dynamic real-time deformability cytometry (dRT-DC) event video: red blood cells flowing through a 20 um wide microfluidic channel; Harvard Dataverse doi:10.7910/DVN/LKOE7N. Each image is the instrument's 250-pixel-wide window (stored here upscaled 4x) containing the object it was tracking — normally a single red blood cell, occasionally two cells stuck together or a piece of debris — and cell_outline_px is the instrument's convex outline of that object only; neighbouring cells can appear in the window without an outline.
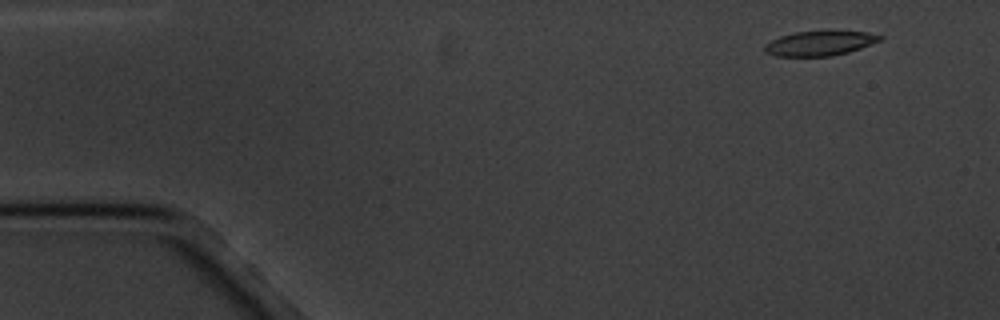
{"species": "common noctule bat (a hibernating species)", "species_latin": "Nyctalus noctula", "temperature_condition": "cold", "stored_images_in_passage": 15, "camera_frame_rate_fps": 3000, "um_per_image_px": 0.085, "animal": {"sex": "male", "body_mass_g": 20.1, "forearm_length_mm": 53.5}, "frame": {"image": 1, "passage_image": 1, "time_ms": 0.0, "image_size_px": [1000, 320], "cell_outline_px": [[884, 36], [880, 40], [860, 48], [848, 52], [832, 56], [776, 56], [764, 52], [764, 44], [780, 36], [796, 32], [824, 28], [868, 32]], "centroid_in_image_um": [69.69, 3.63], "position_along_channel_um": 15.3, "area_um2": 17.28}}
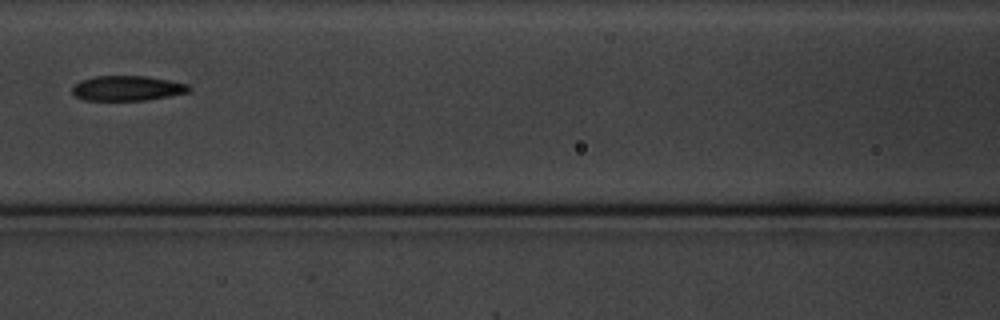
{"frame": {"image": 2, "passage_image": 7, "time_ms": 7.0, "image_size_px": [1000, 320], "cell_outline_px": [[192, 88], [188, 92], [148, 100], [84, 100], [76, 96], [72, 92], [72, 88], [80, 80], [96, 76], [148, 76], [188, 84]], "centroid_in_image_um": [10.82, 7.5], "position_along_channel_um": 155.8, "area_um2": 16.94}}
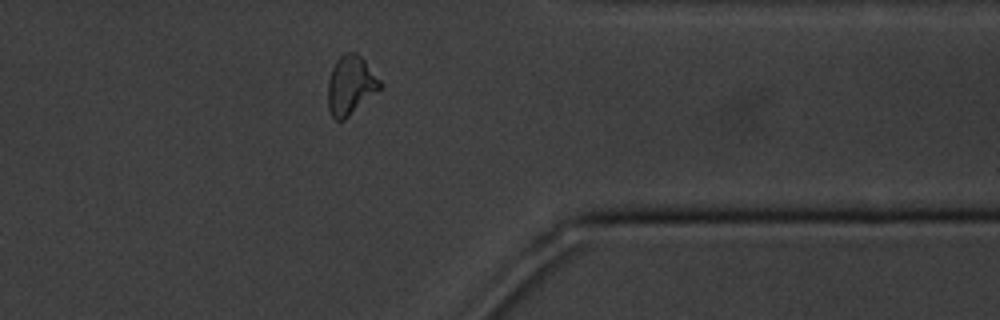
{"frame": {"image": 3, "passage_image": 13, "time_ms": 14.0, "image_size_px": [1000, 320], "cell_outline_px": [[384, 84], [380, 88], [344, 120], [336, 120], [332, 116], [328, 108], [328, 80], [332, 68], [336, 60], [340, 56], [348, 52], [356, 52], [364, 60]], "centroid_in_image_um": [29.79, 7.23], "position_along_channel_um": 381.6, "area_um2": 17.69}, "authors_computed_cell_mechanics": {"area_um2": 17.6868, "velocity_mm_per_s": 3.3916, "shape_relaxation_time_tau1_ms": 4.8302, "shape_relaxation_time_tau2_ms": 6.8183, "deformation_change_tau1": 0.1323, "deformation_change_tau2": 0.1353}}